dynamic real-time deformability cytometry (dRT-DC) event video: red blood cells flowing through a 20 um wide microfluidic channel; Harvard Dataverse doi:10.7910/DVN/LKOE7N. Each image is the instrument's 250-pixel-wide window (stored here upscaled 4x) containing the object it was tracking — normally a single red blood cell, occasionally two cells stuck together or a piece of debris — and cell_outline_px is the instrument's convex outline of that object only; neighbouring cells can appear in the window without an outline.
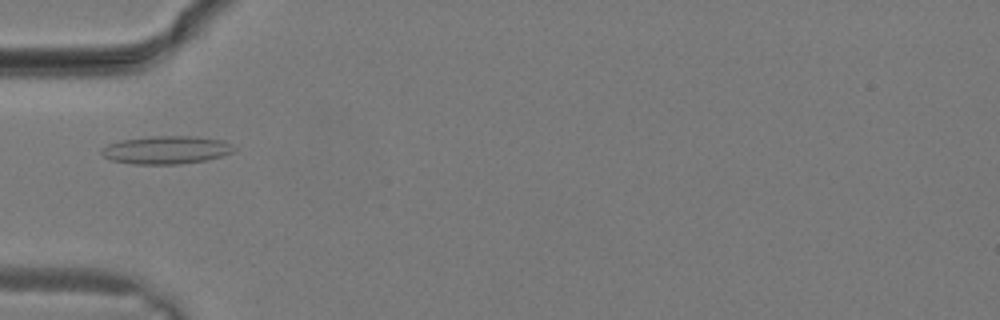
{"species": "common noctule bat (a hibernating species)", "species_latin": "Nyctalus noctula", "temperature_condition": "warm", "stored_images_in_passage": 4, "camera_frame_rate_fps": 3000, "um_per_image_px": 0.085, "animal": {"sex": "male", "body_mass_g": 19.2, "forearm_length_mm": 51.8}, "frame": {"image": 1, "passage_image": 1, "time_ms": 0.0, "image_size_px": [1000, 320], "cell_outline_px": [[236, 148], [232, 152], [220, 156], [204, 160], [180, 164], [132, 164], [112, 160], [104, 156], [100, 152], [108, 144], [120, 140], [156, 136], [196, 136], [224, 140], [232, 144]], "centroid_in_image_um": [14.16, 12.74], "position_along_channel_um": 70.8, "area_um2": 21.5}}
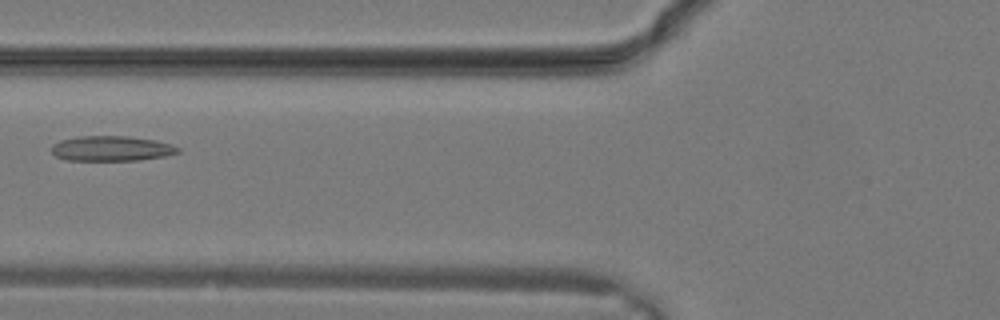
{"frame": {"image": 2, "passage_image": 3, "time_ms": 0.667, "image_size_px": [1000, 320], "cell_outline_px": [[180, 152], [164, 156], [140, 160], [64, 160], [56, 156], [52, 152], [52, 144], [60, 140], [80, 136], [128, 136], [156, 140], [180, 148]], "centroid_in_image_um": [9.45, 12.62], "position_along_channel_um": 116.3, "area_um2": 18.44}}